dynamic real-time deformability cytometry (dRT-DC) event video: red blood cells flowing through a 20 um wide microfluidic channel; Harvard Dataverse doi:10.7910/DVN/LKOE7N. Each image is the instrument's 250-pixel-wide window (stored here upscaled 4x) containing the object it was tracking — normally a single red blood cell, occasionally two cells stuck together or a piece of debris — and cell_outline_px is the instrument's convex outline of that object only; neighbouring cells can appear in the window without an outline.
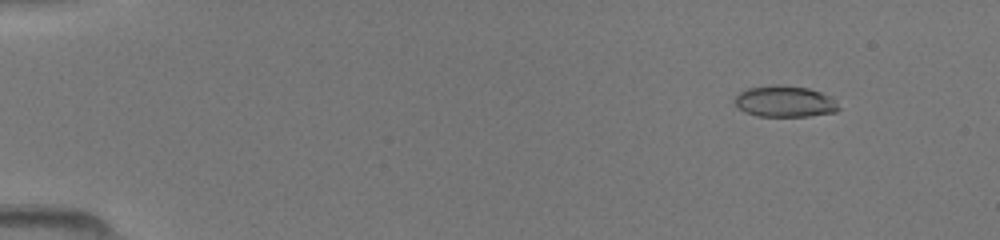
{"species": "common noctule bat (a hibernating species)", "species_latin": "Nyctalus noctula", "temperature_condition": "room temperature", "stored_images_in_passage": 49, "camera_frame_rate_fps": 3000, "um_per_image_px": 0.085, "animal": {"sex": "female", "body_mass_g": 19.5, "forearm_length_mm": 54.1}, "frame": {"image": 1, "passage_image": 6, "time_ms": 1.667, "image_size_px": [1000, 240], "cell_outline_px": [[840, 108], [836, 112], [808, 116], [756, 116], [744, 112], [732, 100], [740, 92], [748, 88], [772, 84], [780, 84], [808, 88], [820, 92], [836, 100]], "centroid_in_image_um": [66.69, 8.62], "position_along_channel_um": 18.3, "area_um2": 19.07}}
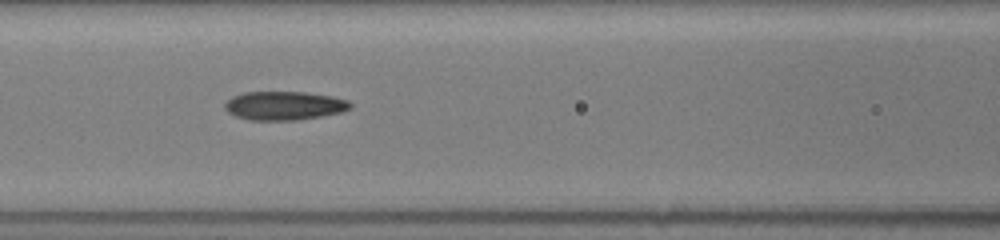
{"frame": {"image": 2, "passage_image": 23, "time_ms": 7.333, "image_size_px": [1000, 240], "cell_outline_px": [[352, 108], [340, 112], [320, 116], [296, 120], [252, 120], [236, 116], [228, 112], [224, 108], [224, 104], [232, 96], [244, 92], [304, 92], [332, 96], [348, 100], [352, 104]], "centroid_in_image_um": [24.16, 8.97], "position_along_channel_um": 142.4, "area_um2": 20.92}}
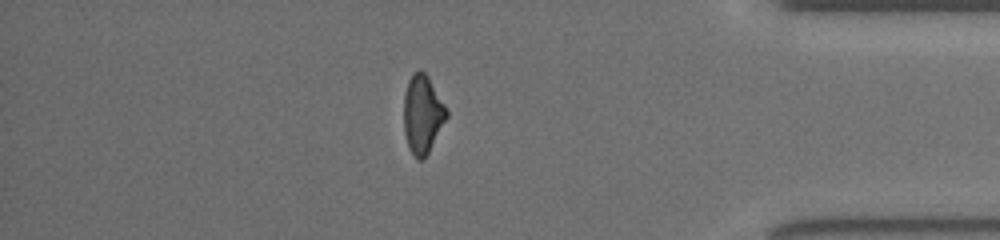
{"frame": {"image": 3, "passage_image": 43, "time_ms": 14.0, "image_size_px": [1000, 240], "cell_outline_px": [[448, 116], [428, 152], [420, 160], [416, 160], [408, 148], [404, 132], [404, 92], [408, 80], [412, 72], [420, 68], [428, 76], [444, 104], [448, 112]], "centroid_in_image_um": [35.89, 9.68], "position_along_channel_um": 399.3, "area_um2": 19.54}}